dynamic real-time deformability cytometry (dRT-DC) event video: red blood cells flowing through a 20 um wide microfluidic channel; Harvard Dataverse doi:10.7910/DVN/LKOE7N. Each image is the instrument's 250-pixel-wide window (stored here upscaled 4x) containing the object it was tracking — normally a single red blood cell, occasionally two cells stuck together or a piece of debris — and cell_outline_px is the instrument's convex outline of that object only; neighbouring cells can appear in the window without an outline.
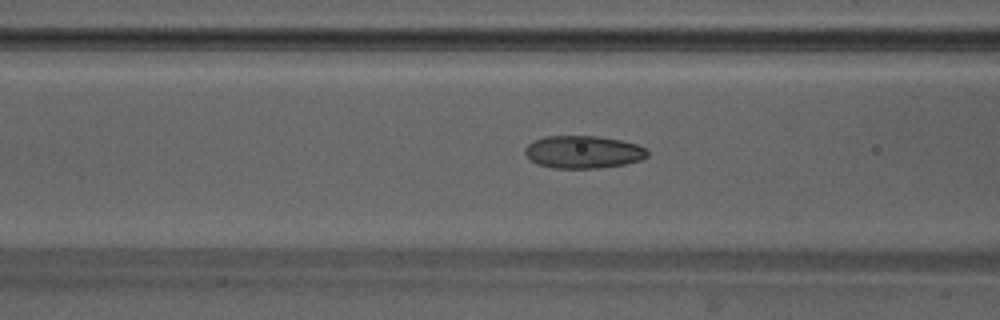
{"species": "Egyptian fruit bat (a non-hibernating species)", "species_latin": "Rousettus aegyptiacus", "temperature_condition": "warm", "stored_images_in_passage": 45, "camera_frame_rate_fps": 3000, "um_per_image_px": 0.085, "animal": {"sex": "male"}, "frame": {"image": 1, "passage_image": 16, "time_ms": 5.0, "image_size_px": [1000, 320], "cell_outline_px": [[648, 156], [640, 160], [624, 164], [600, 168], [552, 168], [540, 164], [532, 160], [524, 152], [524, 148], [532, 140], [544, 136], [596, 136], [620, 140], [636, 144], [644, 148], [648, 152]], "centroid_in_image_um": [49.55, 12.91], "position_along_channel_um": 117.0, "area_um2": 23.18}}
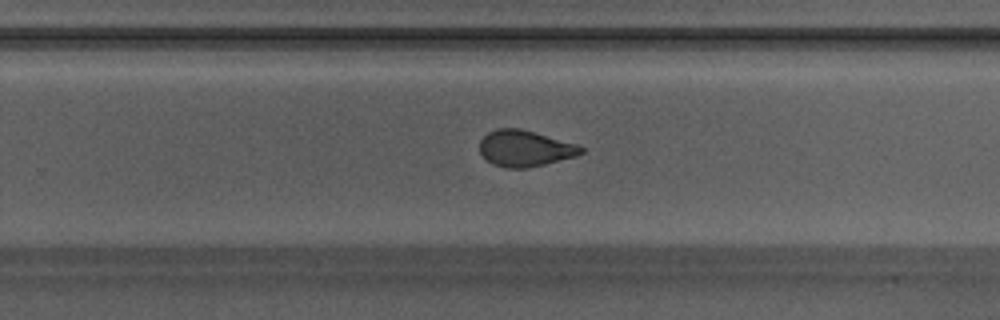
{"frame": {"image": 2, "passage_image": 28, "time_ms": 9.0, "image_size_px": [1000, 320], "cell_outline_px": [[584, 152], [576, 156], [528, 168], [504, 168], [492, 164], [480, 152], [480, 140], [488, 132], [496, 128], [520, 128], [576, 144], [584, 148]], "centroid_in_image_um": [44.6, 12.62], "position_along_channel_um": 285.2, "area_um2": 21.27}}
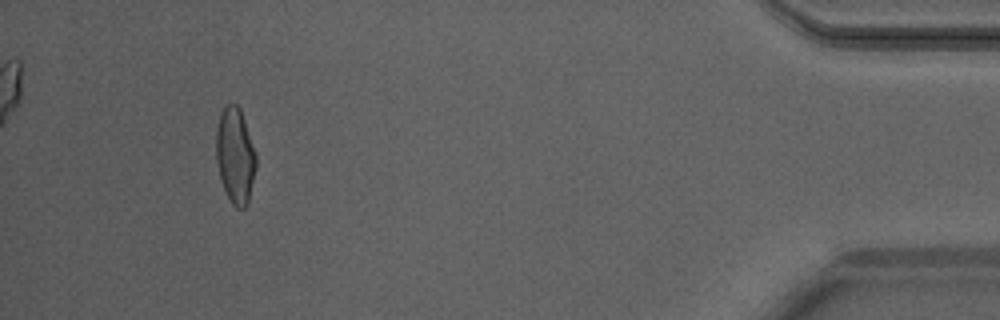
{"frame": {"image": 3, "passage_image": 42, "time_ms": 13.667, "image_size_px": [1000, 320], "cell_outline_px": [[256, 168], [248, 200], [244, 208], [236, 208], [232, 204], [220, 180], [216, 160], [216, 128], [220, 112], [228, 104], [236, 104], [240, 108], [256, 152]], "centroid_in_image_um": [19.98, 13.21], "position_along_channel_um": 415.2, "area_um2": 22.25}, "authors_computed_cell_mechanics": {"area_um2": 22.4842, "velocity_mm_per_s": 4.207, "shape_relaxation_time_tau1_ms": 6.6112, "shape_relaxation_time_tau2_ms": 1.2651, "deformation_change_tau1": 0.17, "deformation_change_tau2": 0.0676}}